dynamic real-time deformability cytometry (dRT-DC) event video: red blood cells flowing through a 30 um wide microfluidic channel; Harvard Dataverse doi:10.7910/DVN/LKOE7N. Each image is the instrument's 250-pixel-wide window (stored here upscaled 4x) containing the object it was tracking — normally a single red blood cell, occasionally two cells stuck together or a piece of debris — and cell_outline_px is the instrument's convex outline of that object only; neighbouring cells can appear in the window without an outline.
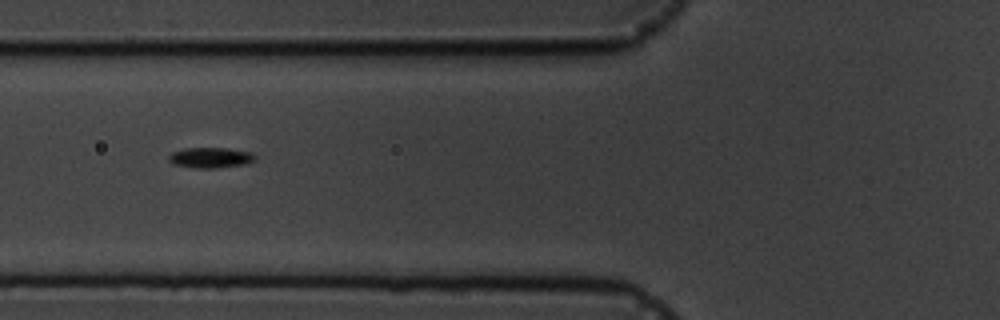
{"species": "common noctule bat (a hibernating species)", "species_latin": "Nyctalus noctula", "temperature_condition": "cold", "stored_images_in_passage": 8, "camera_frame_rate_fps": 3000, "um_per_image_px": 0.085, "animal": {"sex": "male", "body_mass_g": 19.5, "forearm_length_mm": 54.6}, "frame": {"image": 1, "passage_image": 3, "time_ms": 2.333, "image_size_px": [1000, 320], "cell_outline_px": [[256, 160], [244, 164], [216, 168], [196, 168], [172, 164], [168, 160], [168, 156], [172, 152], [184, 148], [228, 148], [252, 152], [256, 156]], "centroid_in_image_um": [17.89, 13.39], "position_along_channel_um": 107.9, "area_um2": 10.4}}
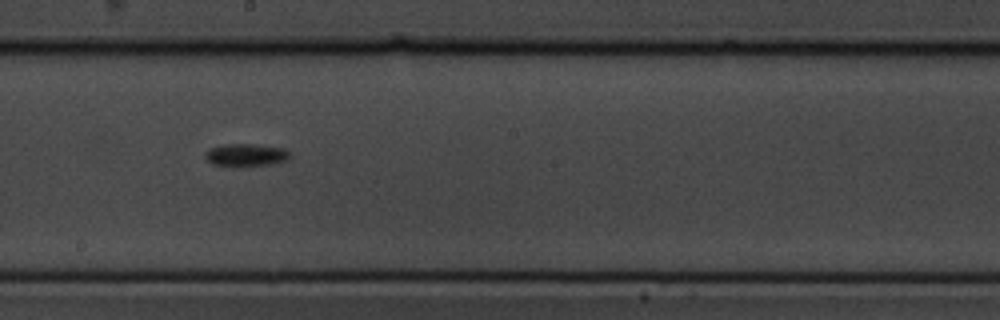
{"frame": {"image": 2, "passage_image": 6, "time_ms": 5.667, "image_size_px": [1000, 320], "cell_outline_px": [[288, 160], [268, 164], [212, 164], [204, 156], [204, 152], [212, 148], [224, 144], [256, 144], [284, 148], [288, 152]], "centroid_in_image_um": [20.9, 13.13], "position_along_channel_um": 227.3, "area_um2": 10.52}}
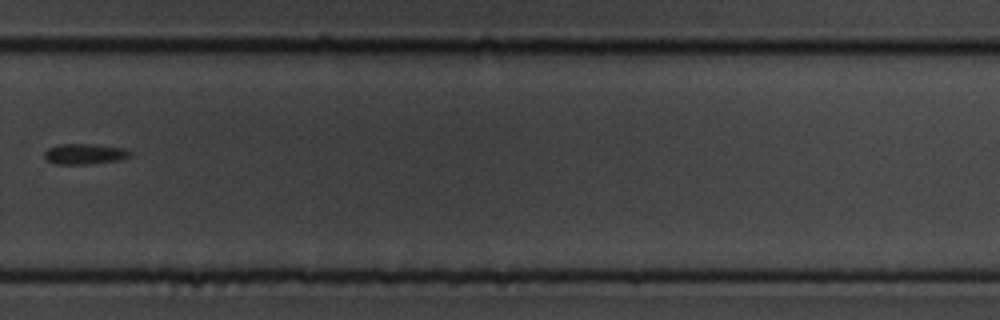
{"frame": {"image": 3, "passage_image": 8, "time_ms": 8.333, "image_size_px": [1000, 320], "cell_outline_px": [[132, 156], [124, 160], [88, 164], [56, 164], [48, 160], [44, 156], [44, 152], [48, 148], [56, 144], [92, 144], [124, 148], [132, 152]], "centroid_in_image_um": [7.24, 13.09], "position_along_channel_um": 322.6, "area_um2": 10.46}}